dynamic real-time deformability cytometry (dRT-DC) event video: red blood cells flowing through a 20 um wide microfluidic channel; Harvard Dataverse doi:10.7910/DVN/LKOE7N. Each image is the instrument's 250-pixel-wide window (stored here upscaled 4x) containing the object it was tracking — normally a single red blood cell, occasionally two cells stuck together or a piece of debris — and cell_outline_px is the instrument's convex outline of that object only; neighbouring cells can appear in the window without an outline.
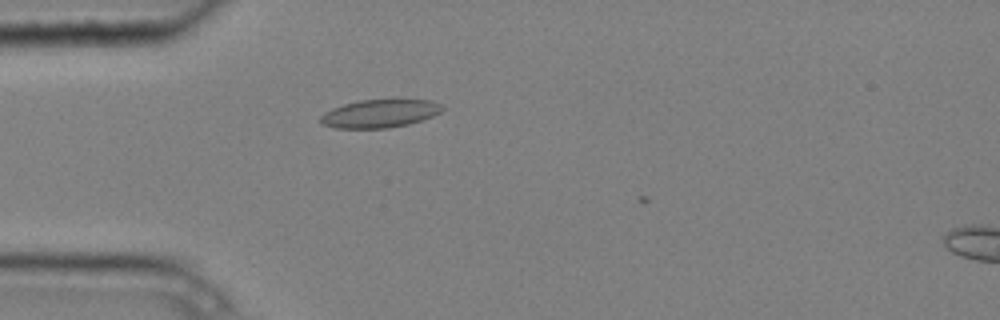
{"species": "common noctule bat (a hibernating species)", "species_latin": "Nyctalus noctula", "temperature_condition": "cold", "stored_images_in_passage": 3, "camera_frame_rate_fps": 3000, "um_per_image_px": 0.085, "animal": {"sex": "male", "body_mass_g": 20.4}, "frame": {"image": 1, "passage_image": 3, "time_ms": 0.667, "image_size_px": [1000, 320], "cell_outline_px": [[444, 108], [440, 112], [432, 116], [408, 124], [388, 128], [336, 128], [324, 124], [320, 120], [320, 116], [324, 112], [332, 108], [344, 104], [360, 100], [432, 100], [440, 104]], "centroid_in_image_um": [32.27, 9.65], "position_along_channel_um": 52.7, "area_um2": 19.71}}